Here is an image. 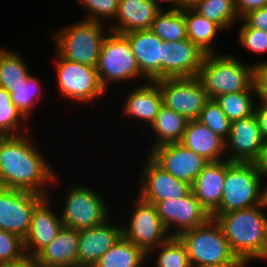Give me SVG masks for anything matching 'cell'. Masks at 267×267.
I'll use <instances>...</instances> for the list:
<instances>
[{"label":"cell","instance_id":"obj_39","mask_svg":"<svg viewBox=\"0 0 267 267\" xmlns=\"http://www.w3.org/2000/svg\"><path fill=\"white\" fill-rule=\"evenodd\" d=\"M239 30L238 41L240 45L255 54L267 52V32L249 27L244 21Z\"/></svg>","mask_w":267,"mask_h":267},{"label":"cell","instance_id":"obj_11","mask_svg":"<svg viewBox=\"0 0 267 267\" xmlns=\"http://www.w3.org/2000/svg\"><path fill=\"white\" fill-rule=\"evenodd\" d=\"M127 226L122 227V236L148 254L171 236L158 215L156 206L139 196Z\"/></svg>","mask_w":267,"mask_h":267},{"label":"cell","instance_id":"obj_46","mask_svg":"<svg viewBox=\"0 0 267 267\" xmlns=\"http://www.w3.org/2000/svg\"><path fill=\"white\" fill-rule=\"evenodd\" d=\"M201 0H177V8H193Z\"/></svg>","mask_w":267,"mask_h":267},{"label":"cell","instance_id":"obj_24","mask_svg":"<svg viewBox=\"0 0 267 267\" xmlns=\"http://www.w3.org/2000/svg\"><path fill=\"white\" fill-rule=\"evenodd\" d=\"M185 148L203 156L209 162L224 160L226 142L200 121L189 120L180 142Z\"/></svg>","mask_w":267,"mask_h":267},{"label":"cell","instance_id":"obj_48","mask_svg":"<svg viewBox=\"0 0 267 267\" xmlns=\"http://www.w3.org/2000/svg\"><path fill=\"white\" fill-rule=\"evenodd\" d=\"M198 267H247L246 264H224V265H207Z\"/></svg>","mask_w":267,"mask_h":267},{"label":"cell","instance_id":"obj_9","mask_svg":"<svg viewBox=\"0 0 267 267\" xmlns=\"http://www.w3.org/2000/svg\"><path fill=\"white\" fill-rule=\"evenodd\" d=\"M56 54V84L60 95L72 102L91 103L106 94L95 67L79 64Z\"/></svg>","mask_w":267,"mask_h":267},{"label":"cell","instance_id":"obj_32","mask_svg":"<svg viewBox=\"0 0 267 267\" xmlns=\"http://www.w3.org/2000/svg\"><path fill=\"white\" fill-rule=\"evenodd\" d=\"M193 9L216 23L222 30H227L237 19H241L236 10L235 0H201Z\"/></svg>","mask_w":267,"mask_h":267},{"label":"cell","instance_id":"obj_21","mask_svg":"<svg viewBox=\"0 0 267 267\" xmlns=\"http://www.w3.org/2000/svg\"><path fill=\"white\" fill-rule=\"evenodd\" d=\"M78 230L62 227L35 257L36 267H78Z\"/></svg>","mask_w":267,"mask_h":267},{"label":"cell","instance_id":"obj_2","mask_svg":"<svg viewBox=\"0 0 267 267\" xmlns=\"http://www.w3.org/2000/svg\"><path fill=\"white\" fill-rule=\"evenodd\" d=\"M263 209H267L266 202L224 214H211L232 252L245 264L254 259L267 260V213Z\"/></svg>","mask_w":267,"mask_h":267},{"label":"cell","instance_id":"obj_13","mask_svg":"<svg viewBox=\"0 0 267 267\" xmlns=\"http://www.w3.org/2000/svg\"><path fill=\"white\" fill-rule=\"evenodd\" d=\"M154 205L171 237H178L181 233L200 226L211 218L192 191L183 198L163 200Z\"/></svg>","mask_w":267,"mask_h":267},{"label":"cell","instance_id":"obj_6","mask_svg":"<svg viewBox=\"0 0 267 267\" xmlns=\"http://www.w3.org/2000/svg\"><path fill=\"white\" fill-rule=\"evenodd\" d=\"M191 267L224 264H245L232 252L228 240L214 218L181 233Z\"/></svg>","mask_w":267,"mask_h":267},{"label":"cell","instance_id":"obj_45","mask_svg":"<svg viewBox=\"0 0 267 267\" xmlns=\"http://www.w3.org/2000/svg\"><path fill=\"white\" fill-rule=\"evenodd\" d=\"M0 267H36L34 258L26 257L17 263L0 264Z\"/></svg>","mask_w":267,"mask_h":267},{"label":"cell","instance_id":"obj_16","mask_svg":"<svg viewBox=\"0 0 267 267\" xmlns=\"http://www.w3.org/2000/svg\"><path fill=\"white\" fill-rule=\"evenodd\" d=\"M225 142L226 154L229 155L226 157L227 160L256 162L265 142L255 114L231 122L230 135Z\"/></svg>","mask_w":267,"mask_h":267},{"label":"cell","instance_id":"obj_33","mask_svg":"<svg viewBox=\"0 0 267 267\" xmlns=\"http://www.w3.org/2000/svg\"><path fill=\"white\" fill-rule=\"evenodd\" d=\"M41 82L36 77L29 74L27 81L16 88H11L9 91L12 102L18 110L28 120L32 109L43 98V90H41Z\"/></svg>","mask_w":267,"mask_h":267},{"label":"cell","instance_id":"obj_34","mask_svg":"<svg viewBox=\"0 0 267 267\" xmlns=\"http://www.w3.org/2000/svg\"><path fill=\"white\" fill-rule=\"evenodd\" d=\"M24 121L27 119L12 102L10 93L0 87V129L7 136L22 135L28 132L26 126L21 130L22 124H27Z\"/></svg>","mask_w":267,"mask_h":267},{"label":"cell","instance_id":"obj_20","mask_svg":"<svg viewBox=\"0 0 267 267\" xmlns=\"http://www.w3.org/2000/svg\"><path fill=\"white\" fill-rule=\"evenodd\" d=\"M102 225L78 230V267H93L122 236V225Z\"/></svg>","mask_w":267,"mask_h":267},{"label":"cell","instance_id":"obj_40","mask_svg":"<svg viewBox=\"0 0 267 267\" xmlns=\"http://www.w3.org/2000/svg\"><path fill=\"white\" fill-rule=\"evenodd\" d=\"M253 84L256 96L260 100H267V60L253 64Z\"/></svg>","mask_w":267,"mask_h":267},{"label":"cell","instance_id":"obj_41","mask_svg":"<svg viewBox=\"0 0 267 267\" xmlns=\"http://www.w3.org/2000/svg\"><path fill=\"white\" fill-rule=\"evenodd\" d=\"M240 21H244L249 27L267 32V6L249 11Z\"/></svg>","mask_w":267,"mask_h":267},{"label":"cell","instance_id":"obj_28","mask_svg":"<svg viewBox=\"0 0 267 267\" xmlns=\"http://www.w3.org/2000/svg\"><path fill=\"white\" fill-rule=\"evenodd\" d=\"M148 255L123 236L93 267H142Z\"/></svg>","mask_w":267,"mask_h":267},{"label":"cell","instance_id":"obj_22","mask_svg":"<svg viewBox=\"0 0 267 267\" xmlns=\"http://www.w3.org/2000/svg\"><path fill=\"white\" fill-rule=\"evenodd\" d=\"M226 170L227 159L209 162L191 185L194 196L210 215L220 205Z\"/></svg>","mask_w":267,"mask_h":267},{"label":"cell","instance_id":"obj_35","mask_svg":"<svg viewBox=\"0 0 267 267\" xmlns=\"http://www.w3.org/2000/svg\"><path fill=\"white\" fill-rule=\"evenodd\" d=\"M156 254L155 267H191L185 245L178 237H170L166 242L152 249Z\"/></svg>","mask_w":267,"mask_h":267},{"label":"cell","instance_id":"obj_31","mask_svg":"<svg viewBox=\"0 0 267 267\" xmlns=\"http://www.w3.org/2000/svg\"><path fill=\"white\" fill-rule=\"evenodd\" d=\"M254 97H256V91L253 84L247 91L222 94L215 100L228 119L233 122L254 114L256 103Z\"/></svg>","mask_w":267,"mask_h":267},{"label":"cell","instance_id":"obj_4","mask_svg":"<svg viewBox=\"0 0 267 267\" xmlns=\"http://www.w3.org/2000/svg\"><path fill=\"white\" fill-rule=\"evenodd\" d=\"M236 57L215 53L205 55L197 77L209 99L247 91L253 85V63L244 64Z\"/></svg>","mask_w":267,"mask_h":267},{"label":"cell","instance_id":"obj_25","mask_svg":"<svg viewBox=\"0 0 267 267\" xmlns=\"http://www.w3.org/2000/svg\"><path fill=\"white\" fill-rule=\"evenodd\" d=\"M125 98L123 113L138 118L150 126L163 105L162 94L156 81L138 86Z\"/></svg>","mask_w":267,"mask_h":267},{"label":"cell","instance_id":"obj_30","mask_svg":"<svg viewBox=\"0 0 267 267\" xmlns=\"http://www.w3.org/2000/svg\"><path fill=\"white\" fill-rule=\"evenodd\" d=\"M19 53L0 49V87L8 92L27 81L30 71Z\"/></svg>","mask_w":267,"mask_h":267},{"label":"cell","instance_id":"obj_12","mask_svg":"<svg viewBox=\"0 0 267 267\" xmlns=\"http://www.w3.org/2000/svg\"><path fill=\"white\" fill-rule=\"evenodd\" d=\"M45 197L30 191L0 186V229L24 239L34 209Z\"/></svg>","mask_w":267,"mask_h":267},{"label":"cell","instance_id":"obj_8","mask_svg":"<svg viewBox=\"0 0 267 267\" xmlns=\"http://www.w3.org/2000/svg\"><path fill=\"white\" fill-rule=\"evenodd\" d=\"M61 221L64 227L76 230L96 227L105 223L110 216L108 206L97 191L84 185H74L66 193Z\"/></svg>","mask_w":267,"mask_h":267},{"label":"cell","instance_id":"obj_7","mask_svg":"<svg viewBox=\"0 0 267 267\" xmlns=\"http://www.w3.org/2000/svg\"><path fill=\"white\" fill-rule=\"evenodd\" d=\"M103 88L108 92L109 83L146 79L140 72L131 45L123 35L110 31L104 39L96 66Z\"/></svg>","mask_w":267,"mask_h":267},{"label":"cell","instance_id":"obj_14","mask_svg":"<svg viewBox=\"0 0 267 267\" xmlns=\"http://www.w3.org/2000/svg\"><path fill=\"white\" fill-rule=\"evenodd\" d=\"M142 174L139 175L141 186L139 197L144 201L156 202L170 199H180L191 191V184L176 179L160 167L148 154Z\"/></svg>","mask_w":267,"mask_h":267},{"label":"cell","instance_id":"obj_10","mask_svg":"<svg viewBox=\"0 0 267 267\" xmlns=\"http://www.w3.org/2000/svg\"><path fill=\"white\" fill-rule=\"evenodd\" d=\"M156 82L162 94L163 105L183 115L188 120L199 118L209 97L197 76L166 78L156 80Z\"/></svg>","mask_w":267,"mask_h":267},{"label":"cell","instance_id":"obj_18","mask_svg":"<svg viewBox=\"0 0 267 267\" xmlns=\"http://www.w3.org/2000/svg\"><path fill=\"white\" fill-rule=\"evenodd\" d=\"M50 197L51 195L45 197L34 209L28 234L24 238V249L28 257L34 258L54 241L63 227L60 214L53 211L49 204Z\"/></svg>","mask_w":267,"mask_h":267},{"label":"cell","instance_id":"obj_44","mask_svg":"<svg viewBox=\"0 0 267 267\" xmlns=\"http://www.w3.org/2000/svg\"><path fill=\"white\" fill-rule=\"evenodd\" d=\"M255 163L261 177L267 179V143L264 144L260 157ZM265 185L267 186V183Z\"/></svg>","mask_w":267,"mask_h":267},{"label":"cell","instance_id":"obj_36","mask_svg":"<svg viewBox=\"0 0 267 267\" xmlns=\"http://www.w3.org/2000/svg\"><path fill=\"white\" fill-rule=\"evenodd\" d=\"M225 140L230 135L231 121L215 99H209L197 119Z\"/></svg>","mask_w":267,"mask_h":267},{"label":"cell","instance_id":"obj_1","mask_svg":"<svg viewBox=\"0 0 267 267\" xmlns=\"http://www.w3.org/2000/svg\"><path fill=\"white\" fill-rule=\"evenodd\" d=\"M38 149L28 133L6 136L0 142V186L48 197L46 186L57 180L56 173Z\"/></svg>","mask_w":267,"mask_h":267},{"label":"cell","instance_id":"obj_17","mask_svg":"<svg viewBox=\"0 0 267 267\" xmlns=\"http://www.w3.org/2000/svg\"><path fill=\"white\" fill-rule=\"evenodd\" d=\"M206 53L188 38L163 41L162 79L196 77Z\"/></svg>","mask_w":267,"mask_h":267},{"label":"cell","instance_id":"obj_19","mask_svg":"<svg viewBox=\"0 0 267 267\" xmlns=\"http://www.w3.org/2000/svg\"><path fill=\"white\" fill-rule=\"evenodd\" d=\"M129 41L141 74L148 81L162 79L163 40L150 29L123 34Z\"/></svg>","mask_w":267,"mask_h":267},{"label":"cell","instance_id":"obj_5","mask_svg":"<svg viewBox=\"0 0 267 267\" xmlns=\"http://www.w3.org/2000/svg\"><path fill=\"white\" fill-rule=\"evenodd\" d=\"M80 20L53 34L56 53L62 58L96 68L103 41L110 30L102 22Z\"/></svg>","mask_w":267,"mask_h":267},{"label":"cell","instance_id":"obj_15","mask_svg":"<svg viewBox=\"0 0 267 267\" xmlns=\"http://www.w3.org/2000/svg\"><path fill=\"white\" fill-rule=\"evenodd\" d=\"M147 153L160 167L176 179L193 184L209 163L203 156L185 148L181 143L157 146Z\"/></svg>","mask_w":267,"mask_h":267},{"label":"cell","instance_id":"obj_26","mask_svg":"<svg viewBox=\"0 0 267 267\" xmlns=\"http://www.w3.org/2000/svg\"><path fill=\"white\" fill-rule=\"evenodd\" d=\"M188 119L174 110L162 105L154 122L150 125L155 132V140L148 150L168 143H180L188 124Z\"/></svg>","mask_w":267,"mask_h":267},{"label":"cell","instance_id":"obj_3","mask_svg":"<svg viewBox=\"0 0 267 267\" xmlns=\"http://www.w3.org/2000/svg\"><path fill=\"white\" fill-rule=\"evenodd\" d=\"M263 180L255 162L227 160L222 199L212 214H224L264 204L267 199V186H263Z\"/></svg>","mask_w":267,"mask_h":267},{"label":"cell","instance_id":"obj_43","mask_svg":"<svg viewBox=\"0 0 267 267\" xmlns=\"http://www.w3.org/2000/svg\"><path fill=\"white\" fill-rule=\"evenodd\" d=\"M236 10L240 18L249 11L267 6V0H235Z\"/></svg>","mask_w":267,"mask_h":267},{"label":"cell","instance_id":"obj_37","mask_svg":"<svg viewBox=\"0 0 267 267\" xmlns=\"http://www.w3.org/2000/svg\"><path fill=\"white\" fill-rule=\"evenodd\" d=\"M26 257L24 239L0 229V264L17 263Z\"/></svg>","mask_w":267,"mask_h":267},{"label":"cell","instance_id":"obj_29","mask_svg":"<svg viewBox=\"0 0 267 267\" xmlns=\"http://www.w3.org/2000/svg\"><path fill=\"white\" fill-rule=\"evenodd\" d=\"M150 30L163 41L174 42L187 39L183 9L161 10L152 22Z\"/></svg>","mask_w":267,"mask_h":267},{"label":"cell","instance_id":"obj_42","mask_svg":"<svg viewBox=\"0 0 267 267\" xmlns=\"http://www.w3.org/2000/svg\"><path fill=\"white\" fill-rule=\"evenodd\" d=\"M260 105H255L254 114L258 120L264 142L267 143V100H260Z\"/></svg>","mask_w":267,"mask_h":267},{"label":"cell","instance_id":"obj_47","mask_svg":"<svg viewBox=\"0 0 267 267\" xmlns=\"http://www.w3.org/2000/svg\"><path fill=\"white\" fill-rule=\"evenodd\" d=\"M152 3H154V4H156L158 7H160L161 8V6H160V4H159V1H164V2H167L168 1V3H170V4H172L171 5V8L170 9H175V8H177V0H150Z\"/></svg>","mask_w":267,"mask_h":267},{"label":"cell","instance_id":"obj_38","mask_svg":"<svg viewBox=\"0 0 267 267\" xmlns=\"http://www.w3.org/2000/svg\"><path fill=\"white\" fill-rule=\"evenodd\" d=\"M77 3L88 12L87 17L82 19L102 23L108 18L114 21L119 6V0H77Z\"/></svg>","mask_w":267,"mask_h":267},{"label":"cell","instance_id":"obj_23","mask_svg":"<svg viewBox=\"0 0 267 267\" xmlns=\"http://www.w3.org/2000/svg\"><path fill=\"white\" fill-rule=\"evenodd\" d=\"M163 8L150 0H119L115 25L107 26L110 31L125 34L150 29L152 22Z\"/></svg>","mask_w":267,"mask_h":267},{"label":"cell","instance_id":"obj_27","mask_svg":"<svg viewBox=\"0 0 267 267\" xmlns=\"http://www.w3.org/2000/svg\"><path fill=\"white\" fill-rule=\"evenodd\" d=\"M186 21L187 38L206 54L216 53L213 48L214 39L222 29L193 8H183Z\"/></svg>","mask_w":267,"mask_h":267},{"label":"cell","instance_id":"obj_49","mask_svg":"<svg viewBox=\"0 0 267 267\" xmlns=\"http://www.w3.org/2000/svg\"><path fill=\"white\" fill-rule=\"evenodd\" d=\"M7 135L0 129V142L6 137Z\"/></svg>","mask_w":267,"mask_h":267}]
</instances>
